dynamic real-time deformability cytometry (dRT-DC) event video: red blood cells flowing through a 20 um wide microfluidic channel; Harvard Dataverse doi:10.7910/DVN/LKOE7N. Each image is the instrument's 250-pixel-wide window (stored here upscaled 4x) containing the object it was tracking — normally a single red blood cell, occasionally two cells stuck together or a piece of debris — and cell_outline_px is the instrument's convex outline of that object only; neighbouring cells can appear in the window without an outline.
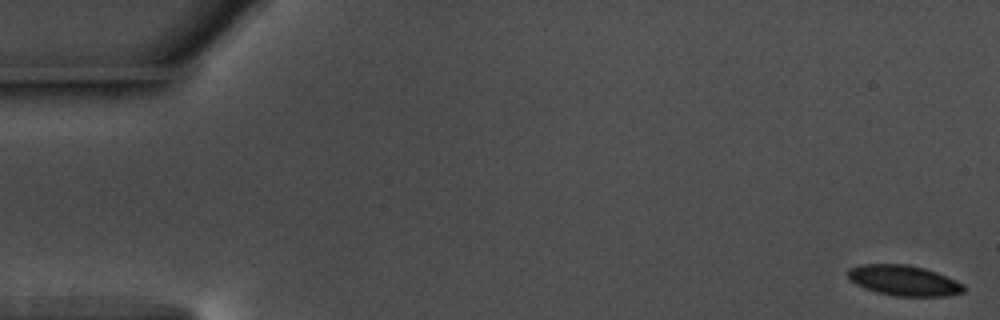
{"species": "common noctule bat (a hibernating species)", "species_latin": "Nyctalus noctula", "temperature_condition": "warm", "stored_images_in_passage": 56, "camera_frame_rate_fps": 3000, "um_per_image_px": 0.085, "animal": {"sex": "male", "body_mass_g": 17.5, "forearm_length_mm": 52.3}, "frame": {"image": 1, "passage_image": 1, "time_ms": 0.0, "image_size_px": [1000, 320], "cell_outline_px": [[964, 292], [944, 296], [896, 296], [876, 292], [864, 288], [856, 284], [848, 276], [848, 268], [860, 264], [908, 264], [924, 268], [936, 272], [956, 280], [964, 284]], "centroid_in_image_um": [76.82, 23.83], "position_along_channel_um": 8.2, "area_um2": 20.52}}
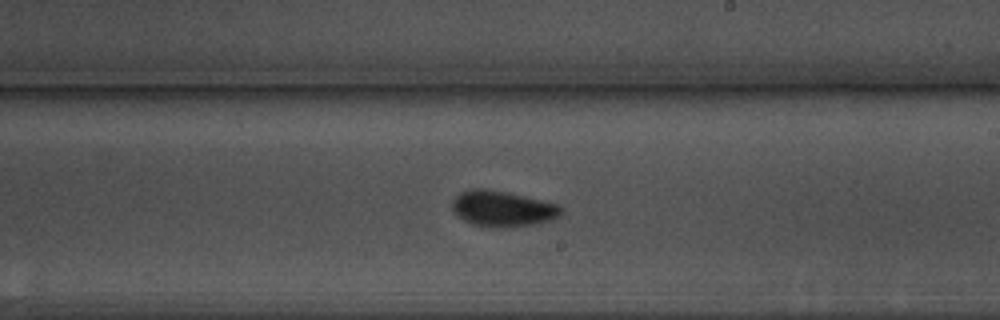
{"frame": {"image": 2, "passage_image": 33, "time_ms": 10.667, "image_size_px": [1000, 320], "cell_outline_px": [[564, 212], [560, 216], [552, 220], [532, 224], [504, 228], [492, 228], [472, 224], [464, 220], [452, 208], [452, 200], [460, 192], [476, 188], [480, 188], [504, 192], [560, 204], [564, 208]], "centroid_in_image_um": [42.76, 17.75], "position_along_channel_um": 246.2, "area_um2": 22.66}}
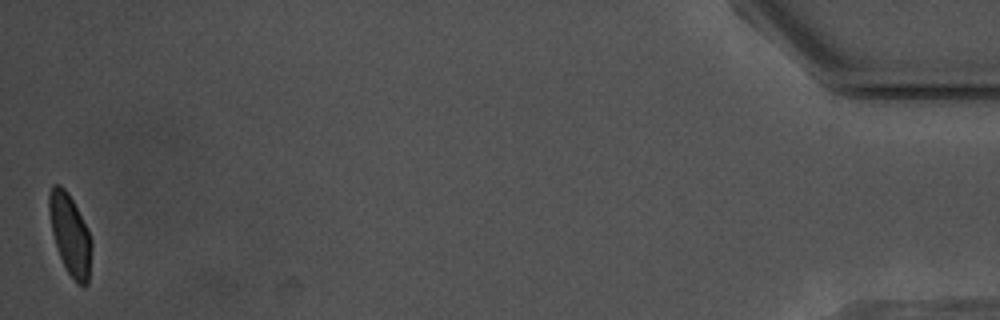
{"frame": {"image": 3, "passage_image": 56, "time_ms": 18.333, "image_size_px": [1000, 320], "cell_outline_px": [[92, 244], [88, 284], [80, 284], [64, 268], [52, 232], [48, 212], [48, 192], [52, 184], [60, 184], [68, 192], [88, 232]], "centroid_in_image_um": [5.92, 19.89], "position_along_channel_um": 429.3, "area_um2": 19.59}, "authors_computed_cell_mechanics": {"area_um2": 20.9525, "velocity_mm_per_s": 3.643, "shape_relaxation_time_tau1_ms": 1.9383, "shape_relaxation_time_tau2_ms": 1.1277, "deformation_change_tau1": 0.0914, "deformation_change_tau2": 0.0484}}